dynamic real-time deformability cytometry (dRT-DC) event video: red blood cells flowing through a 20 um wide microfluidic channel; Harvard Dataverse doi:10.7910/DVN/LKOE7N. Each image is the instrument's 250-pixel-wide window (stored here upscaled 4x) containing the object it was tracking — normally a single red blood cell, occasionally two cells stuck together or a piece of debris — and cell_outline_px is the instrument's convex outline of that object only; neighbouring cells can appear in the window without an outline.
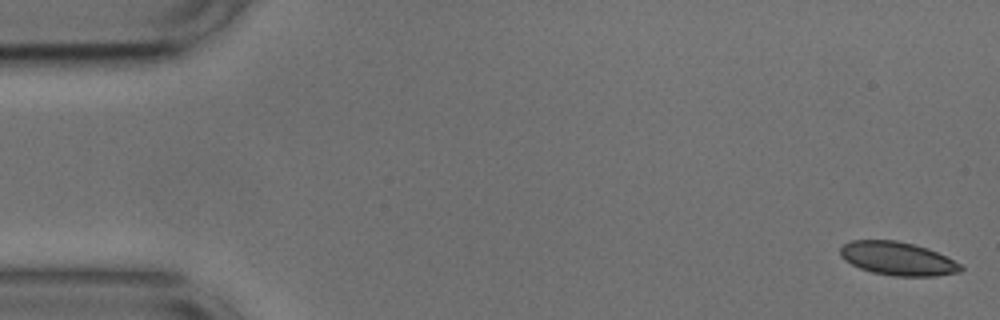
{"species": "common noctule bat (a hibernating species)", "species_latin": "Nyctalus noctula", "temperature_condition": "cold", "stored_images_in_passage": 53, "camera_frame_rate_fps": 3000, "um_per_image_px": 0.085, "animal": {"sex": "male", "body_mass_g": 17.9, "forearm_length_mm": 54.2}, "frame": {"image": 1, "passage_image": 1, "time_ms": 0.0, "image_size_px": [1000, 320], "cell_outline_px": [[964, 268], [960, 272], [936, 276], [896, 276], [872, 272], [860, 268], [844, 260], [840, 256], [840, 248], [844, 244], [852, 240], [896, 240], [928, 248], [960, 264]], "centroid_in_image_um": [76.28, 21.98], "position_along_channel_um": 8.7, "area_um2": 23.29}}
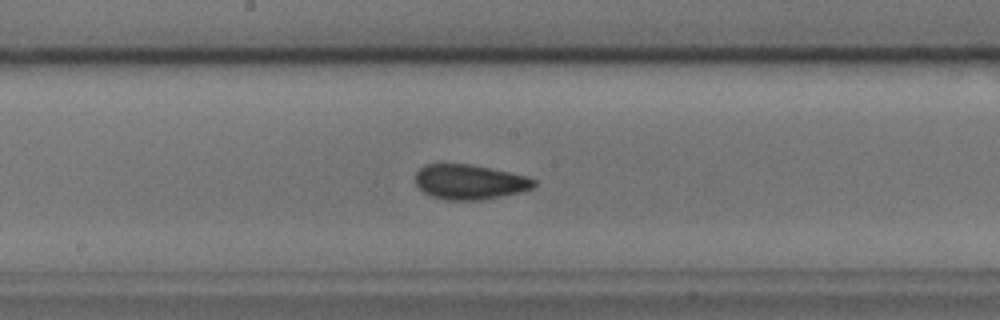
{"frame": {"image": 2, "passage_image": 27, "time_ms": 8.667, "image_size_px": [1000, 320], "cell_outline_px": [[536, 184], [532, 188], [520, 192], [480, 200], [444, 200], [432, 196], [424, 192], [416, 184], [416, 172], [424, 164], [468, 164], [528, 176], [536, 180]], "centroid_in_image_um": [39.91, 15.47], "position_along_channel_um": 208.3, "area_um2": 23.93}}
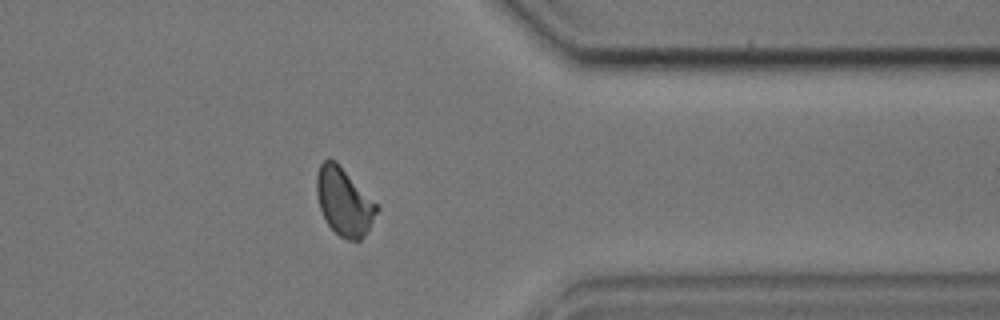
{"frame": {"image": 3, "passage_image": 42, "time_ms": 13.667, "image_size_px": [1000, 320], "cell_outline_px": [[380, 208], [364, 236], [360, 240], [348, 240], [340, 236], [328, 224], [320, 208], [316, 192], [316, 176], [320, 164], [328, 156], [336, 160]], "centroid_in_image_um": [29.23, 17.11], "position_along_channel_um": 382.2, "area_um2": 23.52}, "authors_computed_cell_mechanics": {"area_um2": 23.7558, "velocity_mm_per_s": 3.7249, "shape_relaxation_time_tau1_ms": 6.9402, "shape_relaxation_time_tau2_ms": 1.4427, "deformation_change_tau1": 0.1073, "deformation_change_tau2": 0.0496}}